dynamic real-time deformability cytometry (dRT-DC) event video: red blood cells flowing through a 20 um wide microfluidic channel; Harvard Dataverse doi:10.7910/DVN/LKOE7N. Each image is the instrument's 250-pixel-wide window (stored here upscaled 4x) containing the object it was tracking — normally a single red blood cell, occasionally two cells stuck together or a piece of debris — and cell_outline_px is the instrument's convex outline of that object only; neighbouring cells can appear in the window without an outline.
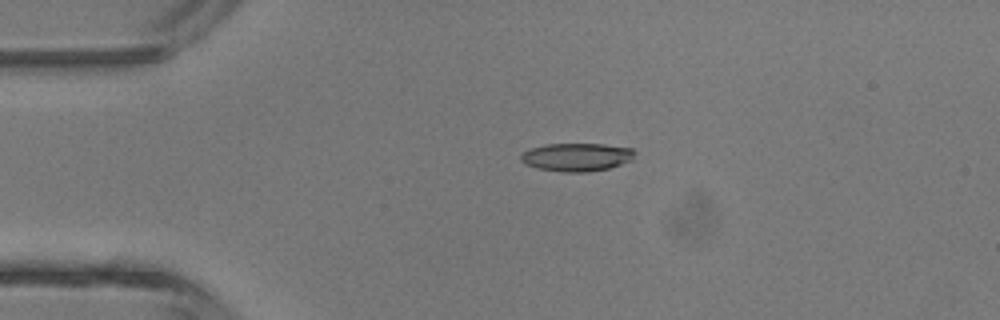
{"species": "common noctule bat (a hibernating species)", "species_latin": "Nyctalus noctula", "temperature_condition": "room temperature", "stored_images_in_passage": 3, "camera_frame_rate_fps": 3000, "um_per_image_px": 0.085, "animal": {"sex": "male", "body_mass_g": 13.3}, "frame": {"image": 1, "passage_image": 1, "time_ms": 0.0, "image_size_px": [1000, 320], "cell_outline_px": [[636, 152], [632, 160], [608, 168], [588, 172], [560, 172], [536, 168], [524, 164], [520, 160], [520, 156], [524, 152], [532, 148], [544, 144], [604, 144], [632, 148]], "centroid_in_image_um": [49.01, 13.35], "position_along_channel_um": 36.0, "area_um2": 18.79}}
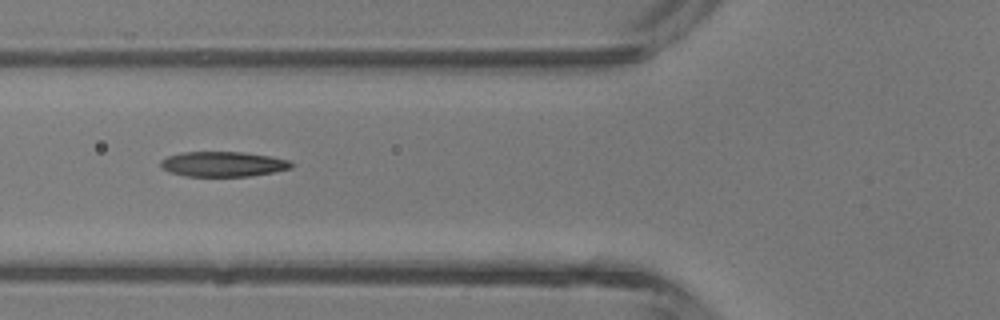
{"frame": {"image": 2, "passage_image": 3, "time_ms": 2.333, "image_size_px": [1000, 320], "cell_outline_px": [[292, 168], [252, 176], [184, 176], [160, 168], [160, 160], [168, 156], [180, 152], [244, 152], [268, 156], [288, 160], [292, 164]], "centroid_in_image_um": [18.91, 13.94], "position_along_channel_um": 106.9, "area_um2": 19.02}}